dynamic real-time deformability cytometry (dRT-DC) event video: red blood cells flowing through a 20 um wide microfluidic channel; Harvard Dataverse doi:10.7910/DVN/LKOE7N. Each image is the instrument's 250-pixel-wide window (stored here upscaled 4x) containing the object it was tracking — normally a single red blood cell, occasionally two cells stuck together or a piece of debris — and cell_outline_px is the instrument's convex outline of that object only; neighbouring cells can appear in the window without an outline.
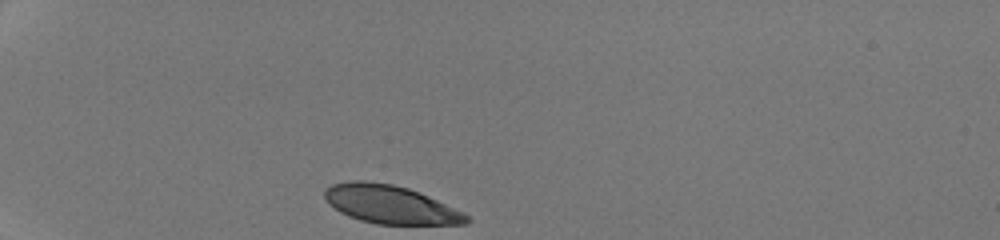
{"species": "human", "species_latin": "Homo sapiens", "temperature_condition": "room temperature", "stored_images_in_passage": 30, "camera_frame_rate_fps": 3000, "um_per_image_px": 0.085, "donor": {"sex": "male"}, "frame": {"image": 1, "passage_image": 1, "time_ms": 0.0, "image_size_px": [1000, 240], "cell_outline_px": [[472, 220], [468, 224], [376, 224], [360, 220], [348, 216], [340, 212], [328, 204], [324, 196], [324, 192], [332, 184], [348, 180], [364, 180], [392, 184], [408, 188], [420, 192], [464, 212]], "centroid_in_image_um": [33.18, 17.38], "position_along_channel_um": 51.8, "area_um2": 31.85}}
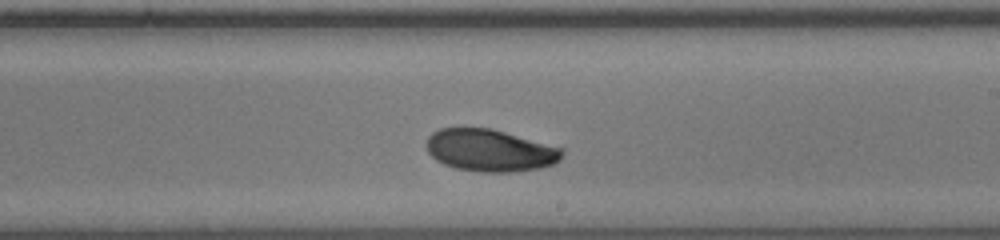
{"frame": {"image": 2, "passage_image": 18, "time_ms": 5.667, "image_size_px": [1000, 240], "cell_outline_px": [[564, 152], [560, 160], [556, 164], [540, 168], [512, 172], [484, 172], [456, 168], [444, 164], [436, 160], [428, 152], [428, 136], [432, 132], [440, 128], [492, 128], [564, 148]], "centroid_in_image_um": [41.7, 12.78], "position_along_channel_um": 247.3, "area_um2": 33.47}}
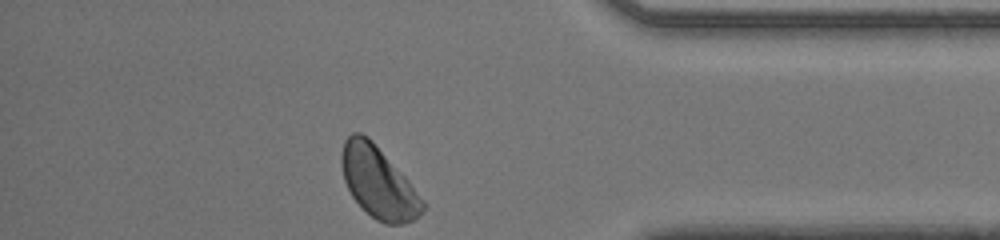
{"frame": {"image": 3, "passage_image": 30, "time_ms": 9.667, "image_size_px": [1000, 240], "cell_outline_px": [[424, 208], [412, 220], [400, 224], [384, 224], [376, 220], [352, 196], [344, 180], [340, 164], [340, 152], [344, 140], [352, 132], [360, 132], [368, 136], [372, 140], [408, 180], [424, 200]], "centroid_in_image_um": [32.12, 15.46], "position_along_channel_um": 403.1, "area_um2": 33.41}, "authors_computed_cell_mechanics": {"area_um2": 33.4084, "velocity_mm_per_s": 4.2742, "shape_relaxation_time_tau1_ms": 3.0477, "shape_relaxation_time_tau2_ms": null, "deformation_change_tau1": 0.1104, "deformation_change_tau2": null}}